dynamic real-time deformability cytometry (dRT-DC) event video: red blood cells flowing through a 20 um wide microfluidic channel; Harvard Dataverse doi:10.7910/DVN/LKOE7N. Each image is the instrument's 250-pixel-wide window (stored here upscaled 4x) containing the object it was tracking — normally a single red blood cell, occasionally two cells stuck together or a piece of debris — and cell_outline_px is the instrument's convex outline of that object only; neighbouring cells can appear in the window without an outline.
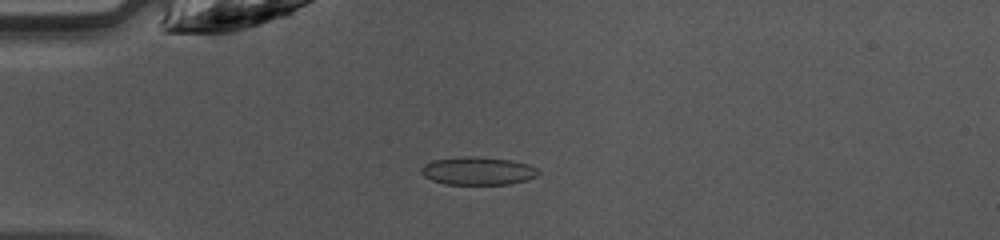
{"species": "common noctule bat (a hibernating species)", "species_latin": "Nyctalus noctula", "temperature_condition": "warm", "stored_images_in_passage": 48, "camera_frame_rate_fps": 3000, "um_per_image_px": 0.085, "animal": {"sex": "female", "body_mass_g": 10.0, "forearm_length_mm": 53.1}, "frame": {"image": 1, "passage_image": 13, "time_ms": 4.0, "image_size_px": [1000, 240], "cell_outline_px": [[540, 172], [536, 176], [528, 180], [508, 184], [444, 184], [432, 180], [424, 176], [420, 172], [420, 168], [424, 164], [432, 160], [468, 156], [476, 156], [512, 160], [528, 164], [536, 168]], "centroid_in_image_um": [40.61, 14.52], "position_along_channel_um": 44.4, "area_um2": 19.19}}
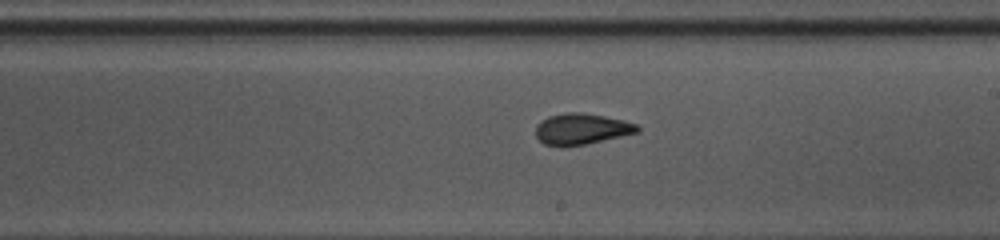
{"frame": {"image": 2, "passage_image": 28, "time_ms": 9.0, "image_size_px": [1000, 240], "cell_outline_px": [[640, 132], [584, 144], [564, 148], [560, 148], [544, 144], [536, 136], [536, 124], [540, 120], [548, 116], [564, 112], [584, 112], [624, 120], [636, 124], [640, 128]], "centroid_in_image_um": [49.39, 10.96], "position_along_channel_um": 239.6, "area_um2": 18.73}}
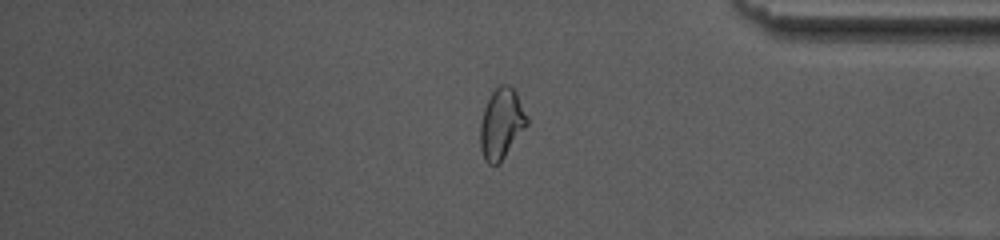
{"frame": {"image": 3, "passage_image": 40, "time_ms": 13.0, "image_size_px": [1000, 240], "cell_outline_px": [[528, 124], [500, 164], [488, 164], [484, 160], [480, 148], [480, 124], [484, 108], [492, 92], [500, 84], [508, 84], [516, 92], [528, 116]], "centroid_in_image_um": [42.62, 10.53], "position_along_channel_um": 392.6, "area_um2": 19.31}, "authors_computed_cell_mechanics": {"area_um2": 18.6116, "velocity_mm_per_s": 4.2505, "shape_relaxation_time_tau1_ms": 3.0108, "shape_relaxation_time_tau2_ms": 1.5641, "deformation_change_tau1": 0.1259, "deformation_change_tau2": 0.0721}}